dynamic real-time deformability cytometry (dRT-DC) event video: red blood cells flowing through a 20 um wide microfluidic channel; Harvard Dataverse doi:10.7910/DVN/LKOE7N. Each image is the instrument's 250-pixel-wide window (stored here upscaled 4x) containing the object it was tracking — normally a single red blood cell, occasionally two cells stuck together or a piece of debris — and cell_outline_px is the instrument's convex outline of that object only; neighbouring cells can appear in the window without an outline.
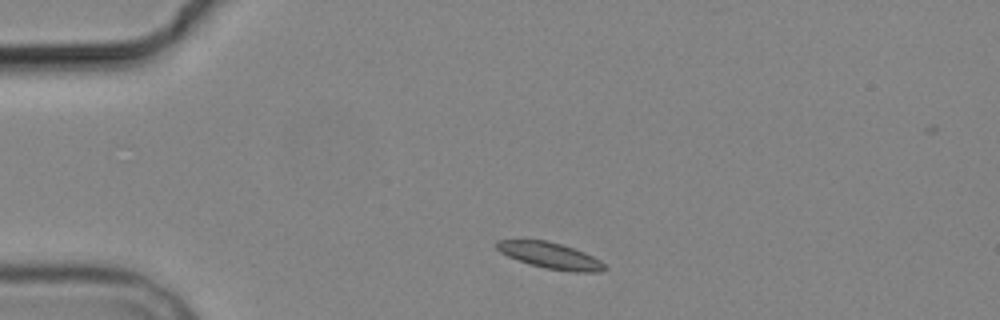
{"species": "common noctule bat (a hibernating species)", "species_latin": "Nyctalus noctula", "temperature_condition": "cold", "stored_images_in_passage": 2, "camera_frame_rate_fps": 3000, "um_per_image_px": 0.085, "animal": {"sex": "male", "body_mass_g": 19.2, "forearm_length_mm": 51.8}, "frame": {"image": 1, "passage_image": 1, "time_ms": 0.0, "image_size_px": [1000, 320], "cell_outline_px": [[608, 268], [600, 272], [572, 272], [544, 268], [508, 256], [500, 252], [496, 248], [496, 240], [548, 240], [584, 252], [600, 260]], "centroid_in_image_um": [46.79, 21.73], "position_along_channel_um": 38.2, "area_um2": 16.3}}